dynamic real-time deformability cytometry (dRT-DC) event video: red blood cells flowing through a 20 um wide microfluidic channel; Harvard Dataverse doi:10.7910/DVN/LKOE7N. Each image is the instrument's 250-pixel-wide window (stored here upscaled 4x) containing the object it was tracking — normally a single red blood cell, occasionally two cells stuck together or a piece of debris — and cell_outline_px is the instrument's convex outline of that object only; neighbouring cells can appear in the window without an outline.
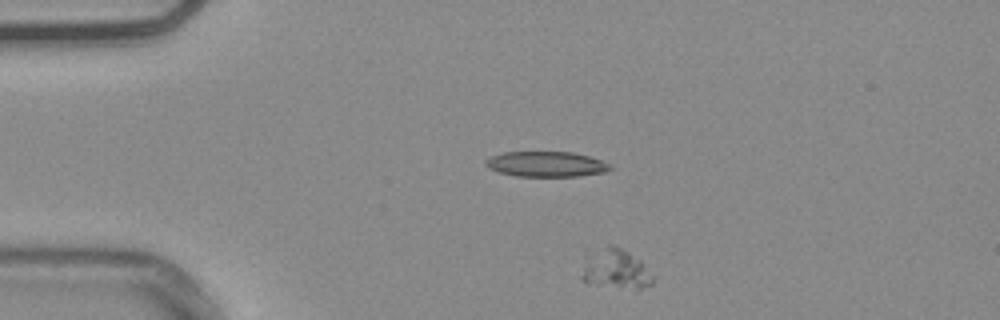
{"species": "common noctule bat (a hibernating species)", "species_latin": "Nyctalus noctula", "temperature_condition": "warm", "stored_images_in_passage": 28, "camera_frame_rate_fps": 3000, "um_per_image_px": 0.085, "animal": {"sex": "male", "body_mass_g": 20.4}, "frame": {"image": 1, "passage_image": 1, "time_ms": 0.0, "image_size_px": [1000, 320], "cell_outline_px": [[652, 284], [640, 288], [588, 284], [580, 280], [580, 276], [584, 268], [608, 244], [616, 244], [640, 260], [652, 276]], "centroid_in_image_um": [52.39, 22.9], "position_along_channel_um": 32.6, "area_um2": 15.26}}